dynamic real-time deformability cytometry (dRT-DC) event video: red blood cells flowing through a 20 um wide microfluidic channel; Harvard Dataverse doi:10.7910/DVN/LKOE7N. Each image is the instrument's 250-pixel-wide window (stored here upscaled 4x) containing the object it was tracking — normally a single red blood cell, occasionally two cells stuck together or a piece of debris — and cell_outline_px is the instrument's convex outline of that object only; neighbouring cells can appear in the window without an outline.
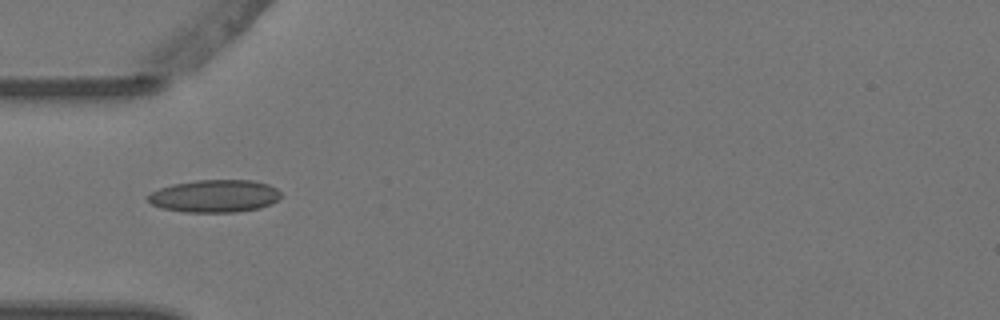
{"species": "Egyptian fruit bat (a non-hibernating species)", "species_latin": "Rousettus aegyptiacus", "temperature_condition": "warm", "stored_images_in_passage": 1, "camera_frame_rate_fps": 3000, "um_per_image_px": 0.085, "animal": {"sex": "female"}, "frame": {"image": 1, "passage_image": 1, "time_ms": 0.0, "image_size_px": [1000, 320], "cell_outline_px": [[280, 196], [272, 204], [260, 208], [236, 212], [184, 212], [160, 208], [152, 204], [148, 200], [148, 196], [152, 192], [160, 188], [172, 184], [196, 180], [252, 180], [268, 184], [276, 188], [280, 192]], "centroid_in_image_um": [18.25, 16.66], "position_along_channel_um": 66.8, "area_um2": 25.26}}